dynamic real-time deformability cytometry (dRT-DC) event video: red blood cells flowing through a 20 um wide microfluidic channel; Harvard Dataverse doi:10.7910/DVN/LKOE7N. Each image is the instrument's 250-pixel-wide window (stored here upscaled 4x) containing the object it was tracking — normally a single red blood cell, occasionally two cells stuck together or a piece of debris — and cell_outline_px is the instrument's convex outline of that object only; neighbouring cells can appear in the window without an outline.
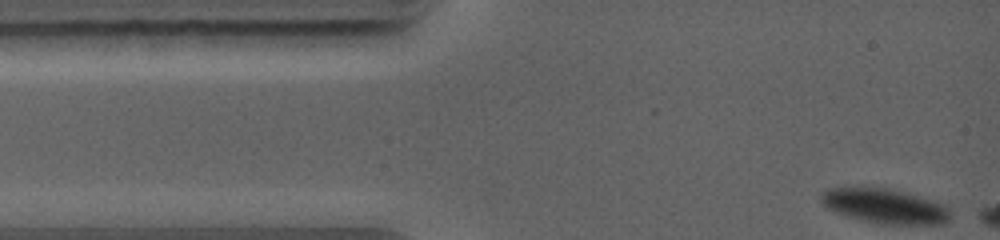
{"species": "common noctule bat (a hibernating species)", "species_latin": "Nyctalus noctula", "temperature_condition": "warm", "stored_images_in_passage": 3, "camera_frame_rate_fps": 5000, "um_per_image_px": 0.085, "animal": {"sex": "female", "body_mass_g": 19.0, "forearm_length_mm": 56.7}, "frame": {"image": 1, "passage_image": 1, "time_ms": 0.0, "image_size_px": [1000, 240], "cell_outline_px": [[952, 216], [944, 224], [880, 224], [848, 216], [836, 212], [828, 208], [820, 200], [820, 196], [824, 192], [832, 188], [888, 188], [928, 200], [940, 204], [948, 208]], "centroid_in_image_um": [75.21, 17.54], "position_along_channel_um": 9.8, "area_um2": 25.37}}